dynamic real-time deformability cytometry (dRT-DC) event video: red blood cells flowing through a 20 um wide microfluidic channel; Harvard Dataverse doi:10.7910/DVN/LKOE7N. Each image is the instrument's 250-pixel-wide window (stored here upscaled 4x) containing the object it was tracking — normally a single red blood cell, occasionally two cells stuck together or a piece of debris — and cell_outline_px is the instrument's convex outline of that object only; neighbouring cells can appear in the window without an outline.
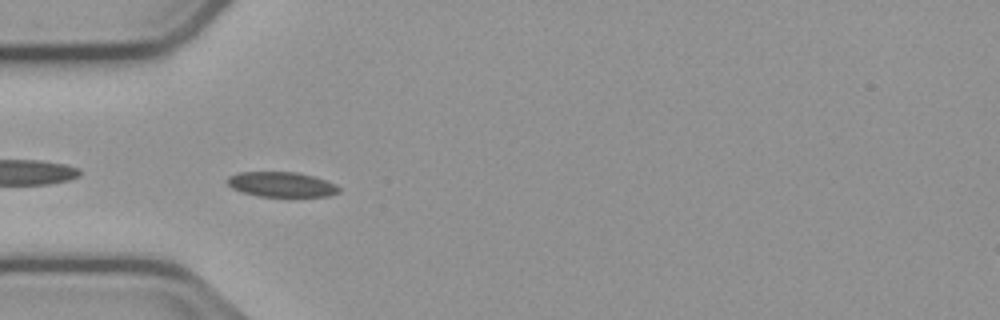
{"species": "common noctule bat (a hibernating species)", "species_latin": "Nyctalus noctula", "temperature_condition": "cold", "stored_images_in_passage": 40, "camera_frame_rate_fps": 3000, "um_per_image_px": 0.085, "animal": {"sex": "male", "body_mass_g": 23.1, "forearm_length_mm": 52.7}, "frame": {"image": 1, "passage_image": 2, "time_ms": 0.333, "image_size_px": [1000, 320], "cell_outline_px": [[340, 192], [328, 196], [260, 196], [244, 192], [232, 188], [228, 184], [228, 176], [240, 172], [296, 172], [312, 176], [336, 184], [340, 188]], "centroid_in_image_um": [23.94, 15.67], "position_along_channel_um": 61.1, "area_um2": 16.01}}
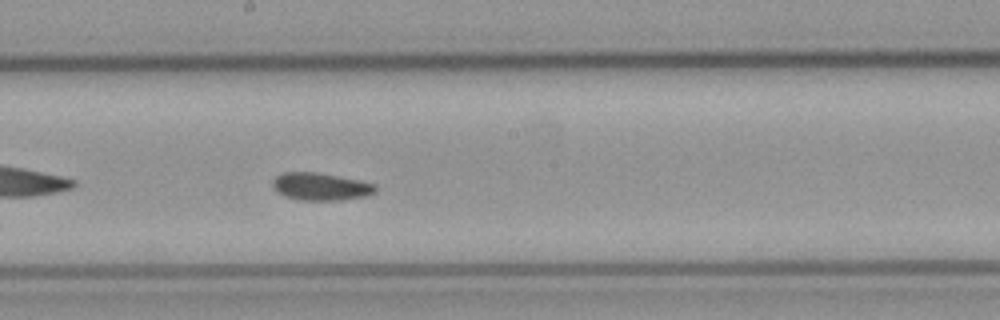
{"frame": {"image": 2, "passage_image": 15, "time_ms": 4.667, "image_size_px": [1000, 320], "cell_outline_px": [[376, 192], [368, 196], [340, 200], [300, 200], [284, 196], [276, 192], [272, 188], [272, 180], [276, 176], [284, 172], [316, 172], [360, 180], [376, 184]], "centroid_in_image_um": [27.25, 15.86], "position_along_channel_um": 221.0, "area_um2": 16.7}}
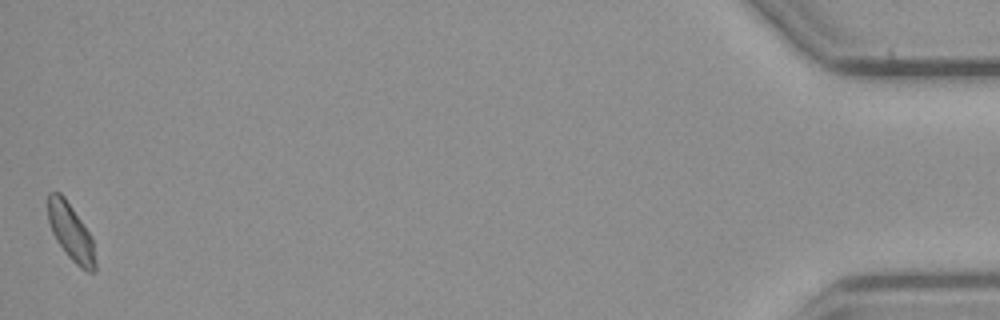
{"frame": {"image": 3, "passage_image": 40, "time_ms": 13.0, "image_size_px": [1000, 320], "cell_outline_px": [[96, 272], [88, 272], [80, 268], [64, 252], [56, 240], [52, 232], [48, 220], [48, 192], [60, 192], [64, 196], [92, 236], [96, 264]], "centroid_in_image_um": [6.03, 19.75], "position_along_channel_um": 429.2, "area_um2": 15.78}, "authors_computed_cell_mechanics": {"area_um2": 16.0684, "velocity_mm_per_s": 3.7171, "shape_relaxation_time_tau1_ms": 4.4141, "shape_relaxation_time_tau2_ms": 6.8687, "deformation_change_tau1": 0.079, "deformation_change_tau2": 0.0965}}